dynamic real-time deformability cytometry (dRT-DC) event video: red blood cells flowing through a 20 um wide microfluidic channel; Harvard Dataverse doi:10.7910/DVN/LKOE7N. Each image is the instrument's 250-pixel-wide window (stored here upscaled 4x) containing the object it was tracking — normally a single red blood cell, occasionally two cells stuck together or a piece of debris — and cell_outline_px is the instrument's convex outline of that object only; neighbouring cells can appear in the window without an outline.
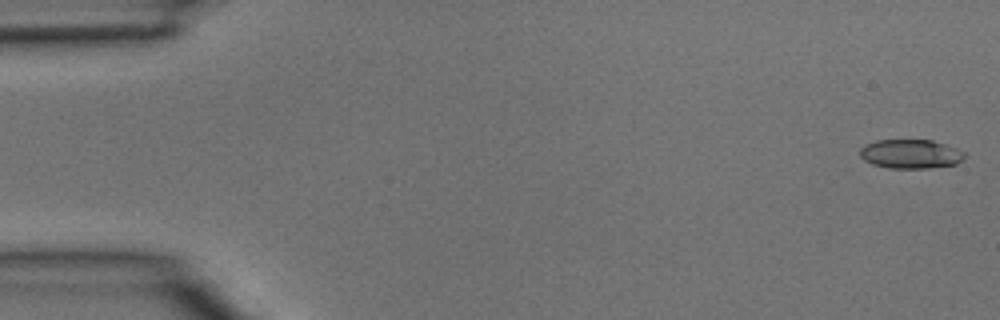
{"species": "common noctule bat (a hibernating species)", "species_latin": "Nyctalus noctula", "temperature_condition": "room temperature", "stored_images_in_passage": 4, "camera_frame_rate_fps": 3000, "um_per_image_px": 0.085, "animal": {"sex": "male", "body_mass_g": 15.6}, "frame": {"image": 1, "passage_image": 1, "time_ms": 0.0, "image_size_px": [1000, 320], "cell_outline_px": [[964, 160], [956, 164], [928, 168], [888, 168], [872, 164], [864, 160], [860, 156], [860, 148], [876, 140], [932, 140], [956, 148], [964, 152]], "centroid_in_image_um": [77.4, 13.09], "position_along_channel_um": 7.6, "area_um2": 17.69}}
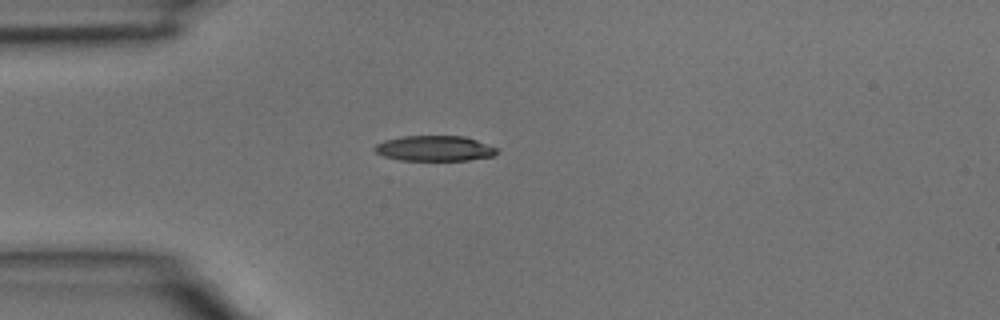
{"frame": {"image": 2, "passage_image": 4, "time_ms": 1.0, "image_size_px": [1000, 320], "cell_outline_px": [[500, 152], [492, 156], [468, 160], [400, 160], [384, 156], [376, 152], [372, 148], [376, 144], [384, 140], [404, 136], [464, 136], [500, 148]], "centroid_in_image_um": [36.97, 12.61], "position_along_channel_um": 48.0, "area_um2": 18.15}}